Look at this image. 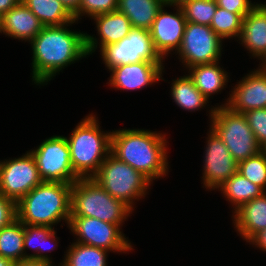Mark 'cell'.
Returning a JSON list of instances; mask_svg holds the SVG:
<instances>
[{
	"label": "cell",
	"instance_id": "cell-1",
	"mask_svg": "<svg viewBox=\"0 0 266 266\" xmlns=\"http://www.w3.org/2000/svg\"><path fill=\"white\" fill-rule=\"evenodd\" d=\"M74 23L78 22L75 20L62 26H44L29 42L32 48L30 77L32 83L39 88L50 83L64 68L89 57L86 48L87 32L70 29L69 26L72 27Z\"/></svg>",
	"mask_w": 266,
	"mask_h": 266
},
{
	"label": "cell",
	"instance_id": "cell-2",
	"mask_svg": "<svg viewBox=\"0 0 266 266\" xmlns=\"http://www.w3.org/2000/svg\"><path fill=\"white\" fill-rule=\"evenodd\" d=\"M166 136L148 129L112 130L110 153L154 183L169 172Z\"/></svg>",
	"mask_w": 266,
	"mask_h": 266
},
{
	"label": "cell",
	"instance_id": "cell-3",
	"mask_svg": "<svg viewBox=\"0 0 266 266\" xmlns=\"http://www.w3.org/2000/svg\"><path fill=\"white\" fill-rule=\"evenodd\" d=\"M72 184L43 181L16 203L17 219L33 226H56L71 216ZM56 224V225H55Z\"/></svg>",
	"mask_w": 266,
	"mask_h": 266
},
{
	"label": "cell",
	"instance_id": "cell-4",
	"mask_svg": "<svg viewBox=\"0 0 266 266\" xmlns=\"http://www.w3.org/2000/svg\"><path fill=\"white\" fill-rule=\"evenodd\" d=\"M96 114L89 113L66 137L71 164L79 178H92L110 154L112 131H102Z\"/></svg>",
	"mask_w": 266,
	"mask_h": 266
},
{
	"label": "cell",
	"instance_id": "cell-5",
	"mask_svg": "<svg viewBox=\"0 0 266 266\" xmlns=\"http://www.w3.org/2000/svg\"><path fill=\"white\" fill-rule=\"evenodd\" d=\"M133 211L111 196L93 178H79L72 184L71 216L97 218L121 229Z\"/></svg>",
	"mask_w": 266,
	"mask_h": 266
},
{
	"label": "cell",
	"instance_id": "cell-6",
	"mask_svg": "<svg viewBox=\"0 0 266 266\" xmlns=\"http://www.w3.org/2000/svg\"><path fill=\"white\" fill-rule=\"evenodd\" d=\"M111 196L122 201L132 211L135 201L146 197L153 184L140 171L118 160L111 153L101 164L100 169L92 177Z\"/></svg>",
	"mask_w": 266,
	"mask_h": 266
},
{
	"label": "cell",
	"instance_id": "cell-7",
	"mask_svg": "<svg viewBox=\"0 0 266 266\" xmlns=\"http://www.w3.org/2000/svg\"><path fill=\"white\" fill-rule=\"evenodd\" d=\"M216 104L207 109L209 127L227 146L231 156L239 163L262 151L244 114Z\"/></svg>",
	"mask_w": 266,
	"mask_h": 266
},
{
	"label": "cell",
	"instance_id": "cell-8",
	"mask_svg": "<svg viewBox=\"0 0 266 266\" xmlns=\"http://www.w3.org/2000/svg\"><path fill=\"white\" fill-rule=\"evenodd\" d=\"M68 228L76 238L74 242L113 253L133 251L132 243L117 224L92 217L70 216Z\"/></svg>",
	"mask_w": 266,
	"mask_h": 266
},
{
	"label": "cell",
	"instance_id": "cell-9",
	"mask_svg": "<svg viewBox=\"0 0 266 266\" xmlns=\"http://www.w3.org/2000/svg\"><path fill=\"white\" fill-rule=\"evenodd\" d=\"M222 41L210 26L187 22L181 46L176 52L183 70L220 61L224 54Z\"/></svg>",
	"mask_w": 266,
	"mask_h": 266
},
{
	"label": "cell",
	"instance_id": "cell-10",
	"mask_svg": "<svg viewBox=\"0 0 266 266\" xmlns=\"http://www.w3.org/2000/svg\"><path fill=\"white\" fill-rule=\"evenodd\" d=\"M35 158L43 181L73 184L79 177L74 173L66 136L53 135L29 150Z\"/></svg>",
	"mask_w": 266,
	"mask_h": 266
},
{
	"label": "cell",
	"instance_id": "cell-11",
	"mask_svg": "<svg viewBox=\"0 0 266 266\" xmlns=\"http://www.w3.org/2000/svg\"><path fill=\"white\" fill-rule=\"evenodd\" d=\"M100 55L108 71L118 65L140 61L165 62L155 50L148 29L133 28L127 37L118 43L105 46L100 51Z\"/></svg>",
	"mask_w": 266,
	"mask_h": 266
},
{
	"label": "cell",
	"instance_id": "cell-12",
	"mask_svg": "<svg viewBox=\"0 0 266 266\" xmlns=\"http://www.w3.org/2000/svg\"><path fill=\"white\" fill-rule=\"evenodd\" d=\"M43 182L28 150L20 157L0 161V193L16 203Z\"/></svg>",
	"mask_w": 266,
	"mask_h": 266
},
{
	"label": "cell",
	"instance_id": "cell-13",
	"mask_svg": "<svg viewBox=\"0 0 266 266\" xmlns=\"http://www.w3.org/2000/svg\"><path fill=\"white\" fill-rule=\"evenodd\" d=\"M202 170L203 188L207 191L216 190L238 171V162L231 156L227 146L209 127Z\"/></svg>",
	"mask_w": 266,
	"mask_h": 266
},
{
	"label": "cell",
	"instance_id": "cell-14",
	"mask_svg": "<svg viewBox=\"0 0 266 266\" xmlns=\"http://www.w3.org/2000/svg\"><path fill=\"white\" fill-rule=\"evenodd\" d=\"M165 7H174L173 11L176 12H168ZM186 23L187 20L179 5L164 4L158 11L149 31L155 50L164 60L180 48Z\"/></svg>",
	"mask_w": 266,
	"mask_h": 266
},
{
	"label": "cell",
	"instance_id": "cell-15",
	"mask_svg": "<svg viewBox=\"0 0 266 266\" xmlns=\"http://www.w3.org/2000/svg\"><path fill=\"white\" fill-rule=\"evenodd\" d=\"M164 67L163 62L149 61L118 65L109 70L111 73L107 83L112 89L137 91L160 80L165 81L162 77Z\"/></svg>",
	"mask_w": 266,
	"mask_h": 266
},
{
	"label": "cell",
	"instance_id": "cell-16",
	"mask_svg": "<svg viewBox=\"0 0 266 266\" xmlns=\"http://www.w3.org/2000/svg\"><path fill=\"white\" fill-rule=\"evenodd\" d=\"M225 100L221 106L243 114L252 109L266 108V73L258 68L252 69L235 84Z\"/></svg>",
	"mask_w": 266,
	"mask_h": 266
},
{
	"label": "cell",
	"instance_id": "cell-17",
	"mask_svg": "<svg viewBox=\"0 0 266 266\" xmlns=\"http://www.w3.org/2000/svg\"><path fill=\"white\" fill-rule=\"evenodd\" d=\"M95 23L97 36L86 34V48L88 55L95 53L97 48L99 52L110 44L118 43L124 37H127L133 29L129 19L118 10L97 15L92 18ZM99 46V47H98Z\"/></svg>",
	"mask_w": 266,
	"mask_h": 266
},
{
	"label": "cell",
	"instance_id": "cell-18",
	"mask_svg": "<svg viewBox=\"0 0 266 266\" xmlns=\"http://www.w3.org/2000/svg\"><path fill=\"white\" fill-rule=\"evenodd\" d=\"M251 57L259 61L266 54V3H259L243 18L238 40Z\"/></svg>",
	"mask_w": 266,
	"mask_h": 266
},
{
	"label": "cell",
	"instance_id": "cell-19",
	"mask_svg": "<svg viewBox=\"0 0 266 266\" xmlns=\"http://www.w3.org/2000/svg\"><path fill=\"white\" fill-rule=\"evenodd\" d=\"M1 34L5 37L30 42L43 29L44 25L30 11V9L20 2L11 10L6 12L1 18Z\"/></svg>",
	"mask_w": 266,
	"mask_h": 266
},
{
	"label": "cell",
	"instance_id": "cell-20",
	"mask_svg": "<svg viewBox=\"0 0 266 266\" xmlns=\"http://www.w3.org/2000/svg\"><path fill=\"white\" fill-rule=\"evenodd\" d=\"M232 224L240 238L248 242L266 228V191L242 205L232 214Z\"/></svg>",
	"mask_w": 266,
	"mask_h": 266
},
{
	"label": "cell",
	"instance_id": "cell-21",
	"mask_svg": "<svg viewBox=\"0 0 266 266\" xmlns=\"http://www.w3.org/2000/svg\"><path fill=\"white\" fill-rule=\"evenodd\" d=\"M56 233L53 227L24 224V259L46 261L55 265L48 253L58 248L60 239L56 236ZM28 249H31L33 254L26 252Z\"/></svg>",
	"mask_w": 266,
	"mask_h": 266
},
{
	"label": "cell",
	"instance_id": "cell-22",
	"mask_svg": "<svg viewBox=\"0 0 266 266\" xmlns=\"http://www.w3.org/2000/svg\"><path fill=\"white\" fill-rule=\"evenodd\" d=\"M223 68L218 61L212 64L196 65L186 70L196 88L210 100V96L221 93L227 88L230 72L228 73Z\"/></svg>",
	"mask_w": 266,
	"mask_h": 266
},
{
	"label": "cell",
	"instance_id": "cell-23",
	"mask_svg": "<svg viewBox=\"0 0 266 266\" xmlns=\"http://www.w3.org/2000/svg\"><path fill=\"white\" fill-rule=\"evenodd\" d=\"M163 5L162 0H118L117 10L129 19L132 28L149 30Z\"/></svg>",
	"mask_w": 266,
	"mask_h": 266
},
{
	"label": "cell",
	"instance_id": "cell-24",
	"mask_svg": "<svg viewBox=\"0 0 266 266\" xmlns=\"http://www.w3.org/2000/svg\"><path fill=\"white\" fill-rule=\"evenodd\" d=\"M217 189L221 191L225 200L231 203L230 205L233 207L232 214L242 205L265 192L261 187L249 181L238 171Z\"/></svg>",
	"mask_w": 266,
	"mask_h": 266
},
{
	"label": "cell",
	"instance_id": "cell-25",
	"mask_svg": "<svg viewBox=\"0 0 266 266\" xmlns=\"http://www.w3.org/2000/svg\"><path fill=\"white\" fill-rule=\"evenodd\" d=\"M172 81L170 95L179 108L189 112H196L203 110L205 106L209 107L207 103H210V100L196 88L188 73L172 79Z\"/></svg>",
	"mask_w": 266,
	"mask_h": 266
},
{
	"label": "cell",
	"instance_id": "cell-26",
	"mask_svg": "<svg viewBox=\"0 0 266 266\" xmlns=\"http://www.w3.org/2000/svg\"><path fill=\"white\" fill-rule=\"evenodd\" d=\"M44 26H62L75 21L59 0H21Z\"/></svg>",
	"mask_w": 266,
	"mask_h": 266
},
{
	"label": "cell",
	"instance_id": "cell-27",
	"mask_svg": "<svg viewBox=\"0 0 266 266\" xmlns=\"http://www.w3.org/2000/svg\"><path fill=\"white\" fill-rule=\"evenodd\" d=\"M67 248L60 262L62 266H108L107 258L110 252L106 249L77 242H72Z\"/></svg>",
	"mask_w": 266,
	"mask_h": 266
},
{
	"label": "cell",
	"instance_id": "cell-28",
	"mask_svg": "<svg viewBox=\"0 0 266 266\" xmlns=\"http://www.w3.org/2000/svg\"><path fill=\"white\" fill-rule=\"evenodd\" d=\"M24 223L18 219L0 230V255L14 262L24 259Z\"/></svg>",
	"mask_w": 266,
	"mask_h": 266
},
{
	"label": "cell",
	"instance_id": "cell-29",
	"mask_svg": "<svg viewBox=\"0 0 266 266\" xmlns=\"http://www.w3.org/2000/svg\"><path fill=\"white\" fill-rule=\"evenodd\" d=\"M243 17L217 6L212 18L211 29L223 40L238 39L242 30Z\"/></svg>",
	"mask_w": 266,
	"mask_h": 266
},
{
	"label": "cell",
	"instance_id": "cell-30",
	"mask_svg": "<svg viewBox=\"0 0 266 266\" xmlns=\"http://www.w3.org/2000/svg\"><path fill=\"white\" fill-rule=\"evenodd\" d=\"M179 6L187 22L208 26L217 8L215 0H184Z\"/></svg>",
	"mask_w": 266,
	"mask_h": 266
},
{
	"label": "cell",
	"instance_id": "cell-31",
	"mask_svg": "<svg viewBox=\"0 0 266 266\" xmlns=\"http://www.w3.org/2000/svg\"><path fill=\"white\" fill-rule=\"evenodd\" d=\"M238 172L266 191V154L263 151L239 162Z\"/></svg>",
	"mask_w": 266,
	"mask_h": 266
},
{
	"label": "cell",
	"instance_id": "cell-32",
	"mask_svg": "<svg viewBox=\"0 0 266 266\" xmlns=\"http://www.w3.org/2000/svg\"><path fill=\"white\" fill-rule=\"evenodd\" d=\"M117 7L118 0H81L80 8L73 16L78 22L84 16L92 19L97 15L115 11Z\"/></svg>",
	"mask_w": 266,
	"mask_h": 266
},
{
	"label": "cell",
	"instance_id": "cell-33",
	"mask_svg": "<svg viewBox=\"0 0 266 266\" xmlns=\"http://www.w3.org/2000/svg\"><path fill=\"white\" fill-rule=\"evenodd\" d=\"M244 116L257 143L262 147L266 144V108L249 110L244 113Z\"/></svg>",
	"mask_w": 266,
	"mask_h": 266
},
{
	"label": "cell",
	"instance_id": "cell-34",
	"mask_svg": "<svg viewBox=\"0 0 266 266\" xmlns=\"http://www.w3.org/2000/svg\"><path fill=\"white\" fill-rule=\"evenodd\" d=\"M218 7L234 14H240L243 18L250 13L259 3L251 0H215Z\"/></svg>",
	"mask_w": 266,
	"mask_h": 266
},
{
	"label": "cell",
	"instance_id": "cell-35",
	"mask_svg": "<svg viewBox=\"0 0 266 266\" xmlns=\"http://www.w3.org/2000/svg\"><path fill=\"white\" fill-rule=\"evenodd\" d=\"M17 219L16 202L0 193V230Z\"/></svg>",
	"mask_w": 266,
	"mask_h": 266
},
{
	"label": "cell",
	"instance_id": "cell-36",
	"mask_svg": "<svg viewBox=\"0 0 266 266\" xmlns=\"http://www.w3.org/2000/svg\"><path fill=\"white\" fill-rule=\"evenodd\" d=\"M248 243L262 252H266V228L255 234Z\"/></svg>",
	"mask_w": 266,
	"mask_h": 266
},
{
	"label": "cell",
	"instance_id": "cell-37",
	"mask_svg": "<svg viewBox=\"0 0 266 266\" xmlns=\"http://www.w3.org/2000/svg\"><path fill=\"white\" fill-rule=\"evenodd\" d=\"M14 266H52L51 263L35 259H23L15 262Z\"/></svg>",
	"mask_w": 266,
	"mask_h": 266
},
{
	"label": "cell",
	"instance_id": "cell-38",
	"mask_svg": "<svg viewBox=\"0 0 266 266\" xmlns=\"http://www.w3.org/2000/svg\"><path fill=\"white\" fill-rule=\"evenodd\" d=\"M20 2L21 0H0V18Z\"/></svg>",
	"mask_w": 266,
	"mask_h": 266
},
{
	"label": "cell",
	"instance_id": "cell-39",
	"mask_svg": "<svg viewBox=\"0 0 266 266\" xmlns=\"http://www.w3.org/2000/svg\"><path fill=\"white\" fill-rule=\"evenodd\" d=\"M74 15L80 8L81 0H59Z\"/></svg>",
	"mask_w": 266,
	"mask_h": 266
},
{
	"label": "cell",
	"instance_id": "cell-40",
	"mask_svg": "<svg viewBox=\"0 0 266 266\" xmlns=\"http://www.w3.org/2000/svg\"><path fill=\"white\" fill-rule=\"evenodd\" d=\"M15 262L0 255V266H14Z\"/></svg>",
	"mask_w": 266,
	"mask_h": 266
},
{
	"label": "cell",
	"instance_id": "cell-41",
	"mask_svg": "<svg viewBox=\"0 0 266 266\" xmlns=\"http://www.w3.org/2000/svg\"><path fill=\"white\" fill-rule=\"evenodd\" d=\"M258 64L259 67H257L260 71L266 73V54L262 57V59Z\"/></svg>",
	"mask_w": 266,
	"mask_h": 266
},
{
	"label": "cell",
	"instance_id": "cell-42",
	"mask_svg": "<svg viewBox=\"0 0 266 266\" xmlns=\"http://www.w3.org/2000/svg\"><path fill=\"white\" fill-rule=\"evenodd\" d=\"M165 5H179L184 0H162Z\"/></svg>",
	"mask_w": 266,
	"mask_h": 266
},
{
	"label": "cell",
	"instance_id": "cell-43",
	"mask_svg": "<svg viewBox=\"0 0 266 266\" xmlns=\"http://www.w3.org/2000/svg\"><path fill=\"white\" fill-rule=\"evenodd\" d=\"M262 151L266 154V144L262 146Z\"/></svg>",
	"mask_w": 266,
	"mask_h": 266
}]
</instances>
